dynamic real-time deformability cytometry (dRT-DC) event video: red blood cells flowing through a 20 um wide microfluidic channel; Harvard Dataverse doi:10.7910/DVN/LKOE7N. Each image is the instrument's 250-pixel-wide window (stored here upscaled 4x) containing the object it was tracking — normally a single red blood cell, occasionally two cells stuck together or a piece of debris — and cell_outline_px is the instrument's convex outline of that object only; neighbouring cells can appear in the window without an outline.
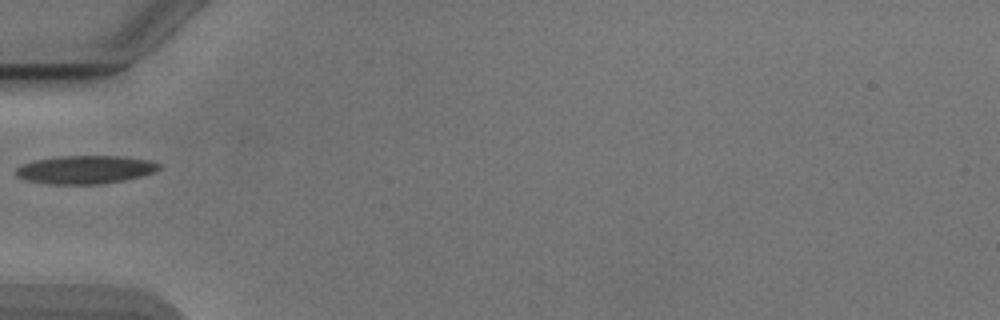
{"species": "Egyptian fruit bat (a non-hibernating species)", "species_latin": "Rousettus aegyptiacus", "temperature_condition": "cold", "stored_images_in_passage": 6, "camera_frame_rate_fps": 3000, "um_per_image_px": 0.085, "animal": {"sex": "male"}, "frame": {"image": 1, "passage_image": 1, "time_ms": 0.0, "image_size_px": [1000, 320], "cell_outline_px": [[160, 168], [152, 172], [140, 176], [124, 180], [100, 184], [48, 184], [24, 180], [16, 176], [16, 168], [24, 164], [36, 160], [56, 156], [120, 156], [148, 160], [160, 164]], "centroid_in_image_um": [7.21, 14.42], "position_along_channel_um": 77.8, "area_um2": 23.41}}